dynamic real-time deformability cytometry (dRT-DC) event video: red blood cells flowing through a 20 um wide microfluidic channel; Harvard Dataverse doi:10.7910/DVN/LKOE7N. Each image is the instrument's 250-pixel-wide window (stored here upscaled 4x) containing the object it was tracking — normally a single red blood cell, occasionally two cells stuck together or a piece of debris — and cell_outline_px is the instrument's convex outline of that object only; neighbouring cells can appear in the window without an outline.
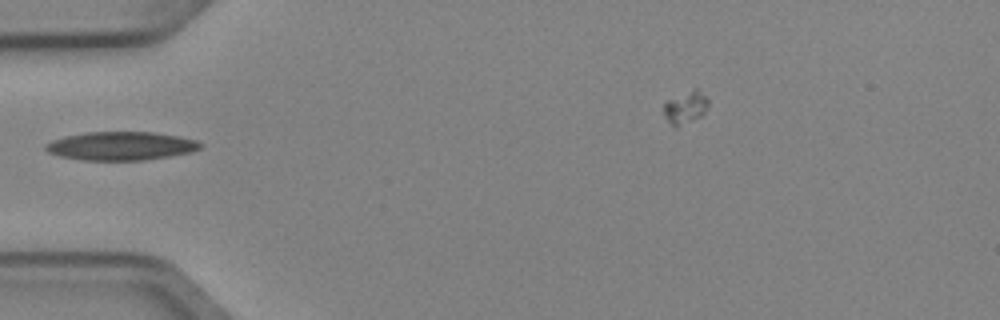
{"species": "Egyptian fruit bat (a non-hibernating species)", "species_latin": "Rousettus aegyptiacus", "temperature_condition": "cold", "stored_images_in_passage": 5, "camera_frame_rate_fps": 3000, "um_per_image_px": 0.085, "animal": {"sex": "female"}, "frame": {"image": 1, "passage_image": 4, "time_ms": 1.0, "image_size_px": [1000, 320], "cell_outline_px": [[204, 144], [200, 148], [192, 152], [144, 160], [84, 160], [60, 156], [48, 152], [44, 148], [44, 144], [52, 140], [64, 136], [84, 132], [152, 132], [176, 136], [196, 140]], "centroid_in_image_um": [10.25, 12.4], "position_along_channel_um": 74.7, "area_um2": 25.66}}
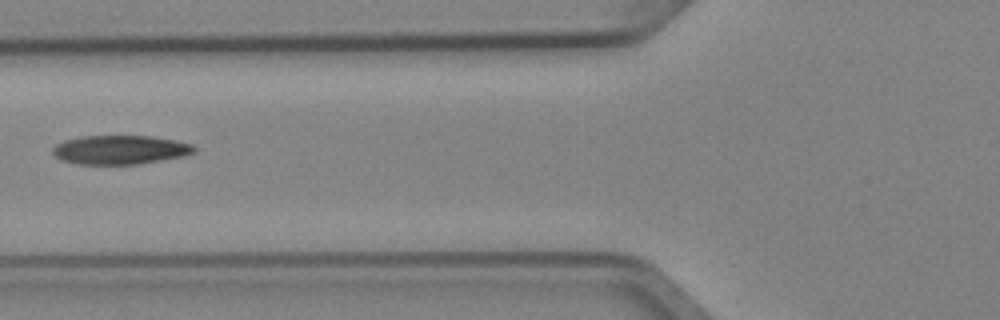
{"frame": {"image": 2, "passage_image": 5, "time_ms": 1.333, "image_size_px": [1000, 320], "cell_outline_px": [[196, 152], [184, 156], [136, 164], [80, 164], [64, 160], [56, 156], [52, 152], [52, 148], [56, 144], [64, 140], [80, 136], [152, 136], [176, 140], [192, 144], [196, 148]], "centroid_in_image_um": [10.23, 12.72], "position_along_channel_um": 115.6, "area_um2": 23.81}}